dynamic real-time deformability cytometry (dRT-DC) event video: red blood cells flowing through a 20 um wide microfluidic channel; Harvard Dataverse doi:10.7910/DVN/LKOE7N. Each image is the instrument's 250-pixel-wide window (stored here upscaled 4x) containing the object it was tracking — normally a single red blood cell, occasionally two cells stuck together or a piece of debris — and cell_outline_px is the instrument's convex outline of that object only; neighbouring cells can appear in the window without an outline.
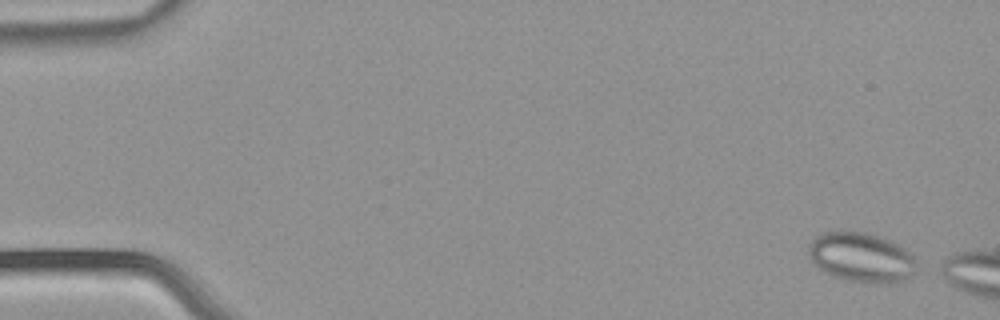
{"species": "common noctule bat (a hibernating species)", "species_latin": "Nyctalus noctula", "temperature_condition": "warm", "stored_images_in_passage": 11, "camera_frame_rate_fps": 3000, "um_per_image_px": 0.085, "animal": {"sex": "male", "body_mass_g": 21.5, "forearm_length_mm": 52.0}, "frame": {"image": 1, "passage_image": 1, "time_ms": 0.0, "image_size_px": [1000, 320], "cell_outline_px": [[916, 264], [912, 272], [904, 280], [896, 284], [868, 284], [844, 280], [824, 272], [812, 264], [808, 252], [808, 244], [816, 236], [824, 232], [840, 228], [864, 232], [880, 236], [912, 252], [916, 260]], "centroid_in_image_um": [73.17, 21.87], "position_along_channel_um": 11.8, "area_um2": 32.19}}